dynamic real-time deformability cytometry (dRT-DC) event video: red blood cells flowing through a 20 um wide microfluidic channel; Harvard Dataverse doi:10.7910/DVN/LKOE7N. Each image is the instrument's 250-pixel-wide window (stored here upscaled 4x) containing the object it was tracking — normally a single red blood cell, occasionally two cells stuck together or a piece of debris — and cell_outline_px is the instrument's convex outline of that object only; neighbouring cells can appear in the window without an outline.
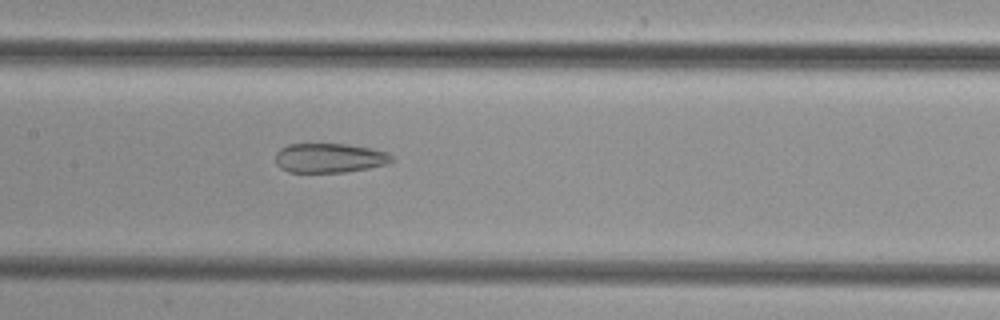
{"species": "common noctule bat (a hibernating species)", "species_latin": "Nyctalus noctula", "temperature_condition": "cold", "stored_images_in_passage": 46, "camera_frame_rate_fps": 3000, "um_per_image_px": 0.085, "animal": {"sex": "female", "body_mass_g": 29.2, "forearm_length_mm": 56.3}, "frame": {"image": 1, "passage_image": 21, "time_ms": 6.667, "image_size_px": [1000, 320], "cell_outline_px": [[396, 160], [392, 164], [344, 172], [288, 172], [280, 168], [276, 164], [276, 152], [280, 148], [288, 144], [348, 144], [372, 148], [388, 152]], "centroid_in_image_um": [28.06, 13.43], "position_along_channel_um": 179.3, "area_um2": 20.29}}
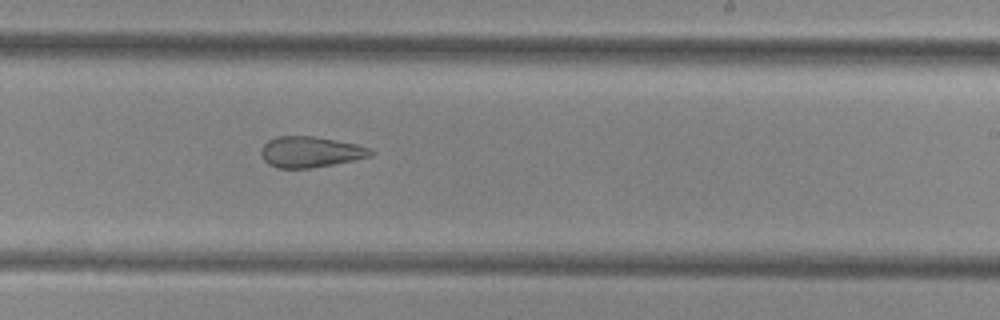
{"frame": {"image": 2, "passage_image": 27, "time_ms": 8.667, "image_size_px": [1000, 320], "cell_outline_px": [[376, 152], [372, 156], [312, 168], [276, 168], [268, 164], [264, 160], [260, 152], [260, 148], [268, 140], [276, 136], [312, 136], [336, 140], [356, 144], [372, 148]], "centroid_in_image_um": [26.38, 12.91], "position_along_channel_um": 262.6, "area_um2": 19.83}}
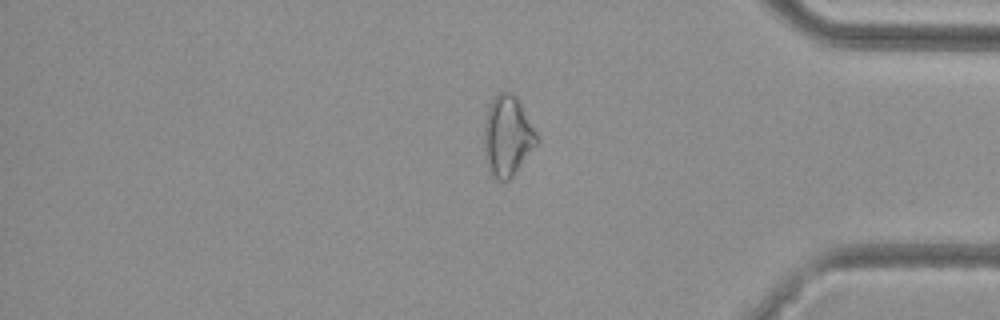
{"frame": {"image": 3, "passage_image": 38, "time_ms": 12.333, "image_size_px": [1000, 320], "cell_outline_px": [[540, 140], [512, 176], [508, 180], [500, 180], [488, 172], [484, 156], [484, 124], [488, 104], [496, 92], [512, 92], [516, 96], [540, 136]], "centroid_in_image_um": [43.12, 11.52], "position_along_channel_um": 392.1, "area_um2": 25.09}}